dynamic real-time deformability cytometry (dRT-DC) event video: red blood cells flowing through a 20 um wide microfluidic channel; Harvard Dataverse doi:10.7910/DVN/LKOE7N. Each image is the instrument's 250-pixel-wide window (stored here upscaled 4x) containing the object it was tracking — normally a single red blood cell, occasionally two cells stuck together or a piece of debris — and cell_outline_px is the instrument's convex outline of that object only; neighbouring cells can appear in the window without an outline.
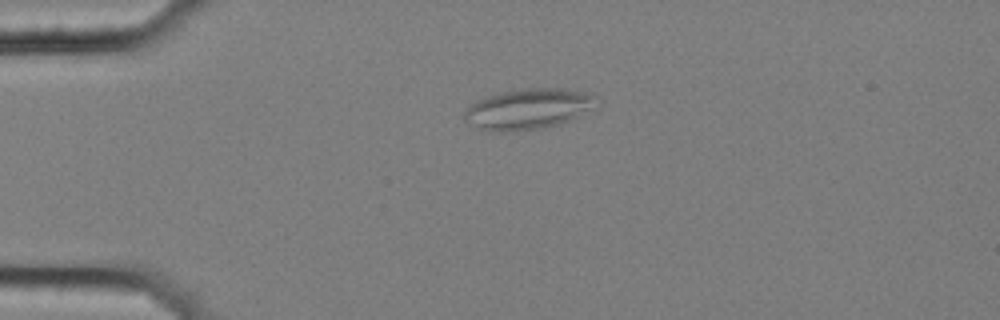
{"species": "common noctule bat (a hibernating species)", "species_latin": "Nyctalus noctula", "temperature_condition": "cold", "stored_images_in_passage": 14, "camera_frame_rate_fps": 3000, "um_per_image_px": 0.085, "animal": {"sex": "female", "body_mass_g": 25.1}, "frame": {"image": 1, "passage_image": 7, "time_ms": 2.0, "image_size_px": [1000, 320], "cell_outline_px": [[596, 100], [580, 116], [556, 124], [540, 128], [500, 132], [480, 128], [464, 120], [464, 112], [476, 100], [488, 96], [520, 88], [568, 88], [584, 92], [596, 96]], "centroid_in_image_um": [44.87, 9.24], "position_along_channel_um": 40.1, "area_um2": 30.52}}